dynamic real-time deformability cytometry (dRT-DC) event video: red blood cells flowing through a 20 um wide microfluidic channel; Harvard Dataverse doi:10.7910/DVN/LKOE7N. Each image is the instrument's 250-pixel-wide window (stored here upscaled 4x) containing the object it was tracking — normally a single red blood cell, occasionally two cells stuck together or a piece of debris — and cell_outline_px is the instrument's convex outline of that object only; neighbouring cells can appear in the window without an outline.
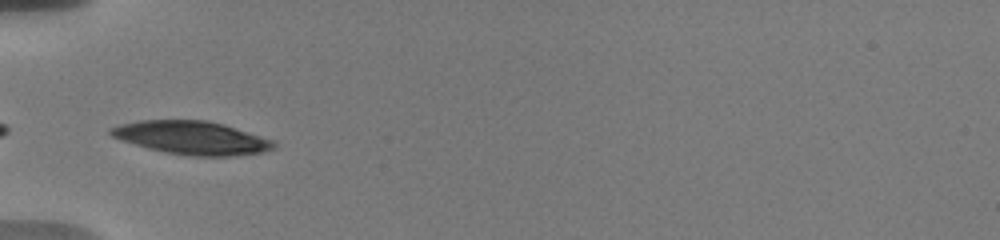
{"species": "human", "species_latin": "Homo sapiens", "temperature_condition": "warm", "stored_images_in_passage": 37, "camera_frame_rate_fps": 3000, "um_per_image_px": 0.085, "donor": {"sex": "male"}, "frame": {"image": 1, "passage_image": 1, "time_ms": 0.0, "image_size_px": [1000, 240], "cell_outline_px": [[276, 148], [260, 152], [232, 156], [192, 156], [164, 152], [148, 148], [120, 140], [112, 136], [108, 132], [108, 128], [120, 124], [140, 120], [208, 120], [224, 124], [276, 140]], "centroid_in_image_um": [16.32, 11.7], "position_along_channel_um": 68.7, "area_um2": 31.85}}
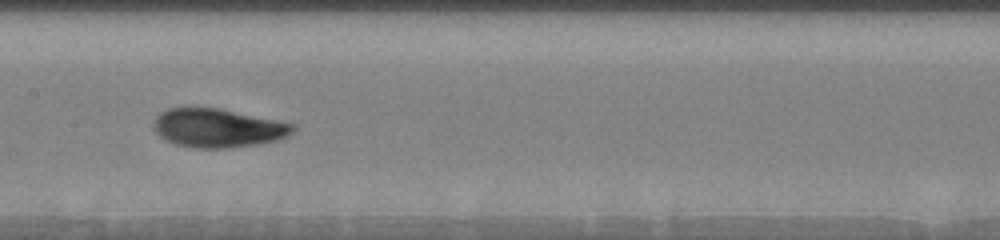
{"frame": {"image": 2, "passage_image": 11, "time_ms": 3.333, "image_size_px": [1000, 240], "cell_outline_px": [[296, 128], [288, 136], [280, 140], [256, 144], [228, 148], [192, 148], [176, 144], [164, 140], [156, 132], [152, 124], [156, 116], [160, 112], [168, 108], [220, 108], [280, 120], [296, 124]], "centroid_in_image_um": [18.54, 10.88], "position_along_channel_um": 188.9, "area_um2": 31.79}, "authors_computed_cell_mechanics": {"area_um2": 31.1542, "velocity_mm_per_s": 3.6661, "shape_relaxation_time_tau1_ms": 3.6309, "shape_relaxation_time_tau2_ms": 1.3357, "deformation_change_tau1": 0.1448, "deformation_change_tau2": 0.0628}}